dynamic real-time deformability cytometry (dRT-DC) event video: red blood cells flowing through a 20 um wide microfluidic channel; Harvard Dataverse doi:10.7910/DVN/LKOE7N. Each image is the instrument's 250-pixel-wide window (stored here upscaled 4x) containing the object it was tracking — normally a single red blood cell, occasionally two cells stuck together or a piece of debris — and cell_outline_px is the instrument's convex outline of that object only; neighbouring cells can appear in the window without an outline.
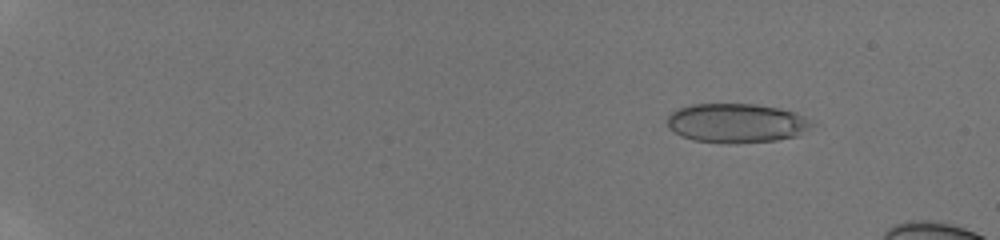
{"species": "human", "species_latin": "Homo sapiens", "temperature_condition": "room temperature", "stored_images_in_passage": 14, "camera_frame_rate_fps": 3000, "um_per_image_px": 0.085, "donor": {"sex": "male"}, "frame": {"image": 1, "passage_image": 2, "time_ms": 0.667, "image_size_px": [1000, 240], "cell_outline_px": [[812, 124], [796, 136], [776, 140], [736, 144], [692, 140], [680, 136], [668, 128], [668, 116], [672, 112], [680, 108], [692, 104], [756, 104], [780, 108], [796, 112]], "centroid_in_image_um": [62.54, 10.47], "position_along_channel_um": 22.5, "area_um2": 32.89}}
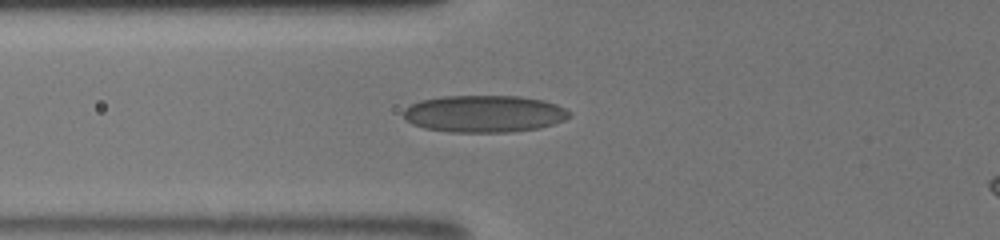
{"frame": {"image": 2, "passage_image": 11, "time_ms": 6.0, "image_size_px": [1000, 240], "cell_outline_px": [[572, 116], [564, 120], [540, 128], [512, 132], [452, 132], [424, 128], [412, 124], [400, 112], [404, 108], [420, 100], [440, 96], [520, 96], [544, 100], [556, 104], [564, 108]], "centroid_in_image_um": [41.14, 9.67], "position_along_channel_um": 84.7, "area_um2": 36.01}}
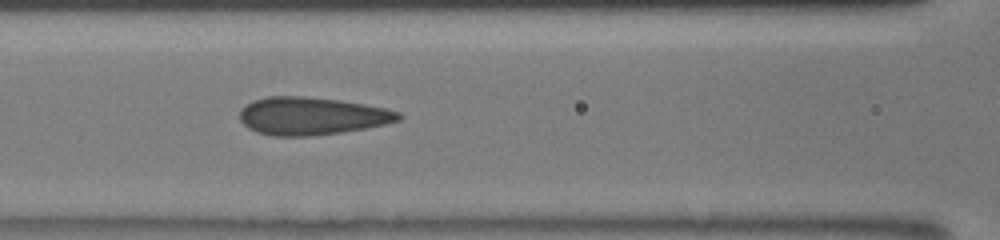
{"frame": {"image": 3, "passage_image": 13, "time_ms": 7.333, "image_size_px": [1000, 240], "cell_outline_px": [[404, 116], [400, 120], [384, 124], [364, 128], [340, 132], [312, 136], [272, 136], [256, 132], [248, 128], [240, 120], [240, 108], [252, 100], [268, 96], [304, 96], [340, 100], [364, 104], [384, 108], [400, 112]], "centroid_in_image_um": [26.46, 9.85], "position_along_channel_um": 140.1, "area_um2": 35.03}}